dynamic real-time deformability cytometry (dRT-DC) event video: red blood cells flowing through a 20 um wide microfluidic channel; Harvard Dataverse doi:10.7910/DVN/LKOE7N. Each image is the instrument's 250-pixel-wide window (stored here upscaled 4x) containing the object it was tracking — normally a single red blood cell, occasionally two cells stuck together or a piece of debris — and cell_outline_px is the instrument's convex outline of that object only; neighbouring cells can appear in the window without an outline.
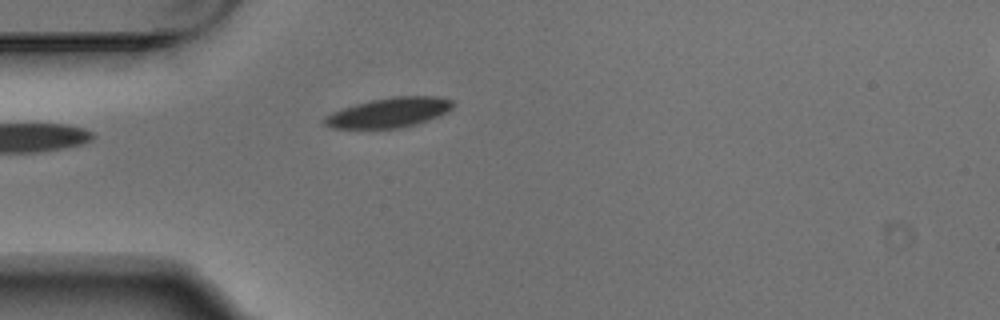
{"species": "Egyptian fruit bat (a non-hibernating species)", "species_latin": "Rousettus aegyptiacus", "temperature_condition": "warm", "stored_images_in_passage": 3, "camera_frame_rate_fps": 3000, "um_per_image_px": 0.085, "animal": {"sex": "male"}, "frame": {"image": 1, "passage_image": 3, "time_ms": 0.667, "image_size_px": [1000, 320], "cell_outline_px": [[456, 104], [448, 112], [428, 120], [416, 124], [400, 128], [332, 128], [324, 124], [324, 116], [332, 112], [356, 104], [372, 100], [392, 96], [436, 96], [452, 100]], "centroid_in_image_um": [33.11, 9.56], "position_along_channel_um": 51.9, "area_um2": 22.25}}